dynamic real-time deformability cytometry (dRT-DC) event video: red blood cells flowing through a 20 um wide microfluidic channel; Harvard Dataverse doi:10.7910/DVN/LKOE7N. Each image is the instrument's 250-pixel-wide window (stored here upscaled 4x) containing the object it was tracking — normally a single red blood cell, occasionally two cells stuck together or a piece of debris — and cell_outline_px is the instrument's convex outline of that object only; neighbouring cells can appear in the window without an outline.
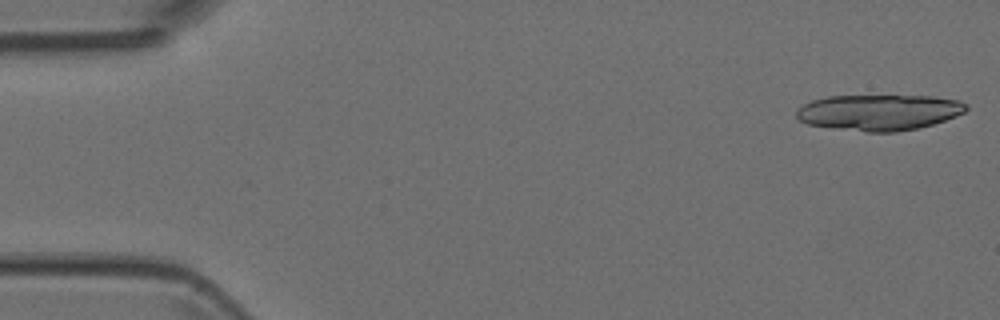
{"species": "Egyptian fruit bat (a non-hibernating species)", "species_latin": "Rousettus aegyptiacus", "temperature_condition": "room temperature", "stored_images_in_passage": 17, "camera_frame_rate_fps": 3000, "um_per_image_px": 0.085, "animal": {"sex": "female"}, "frame": {"image": 1, "passage_image": 1, "time_ms": 0.0, "image_size_px": [1000, 320], "cell_outline_px": [[968, 108], [964, 112], [956, 116], [932, 124], [916, 128], [896, 132], [868, 132], [832, 128], [808, 124], [800, 120], [796, 116], [796, 108], [812, 100], [828, 96], [936, 96], [960, 100], [968, 104]], "centroid_in_image_um": [74.72, 9.54], "position_along_channel_um": 10.3, "area_um2": 35.6}}